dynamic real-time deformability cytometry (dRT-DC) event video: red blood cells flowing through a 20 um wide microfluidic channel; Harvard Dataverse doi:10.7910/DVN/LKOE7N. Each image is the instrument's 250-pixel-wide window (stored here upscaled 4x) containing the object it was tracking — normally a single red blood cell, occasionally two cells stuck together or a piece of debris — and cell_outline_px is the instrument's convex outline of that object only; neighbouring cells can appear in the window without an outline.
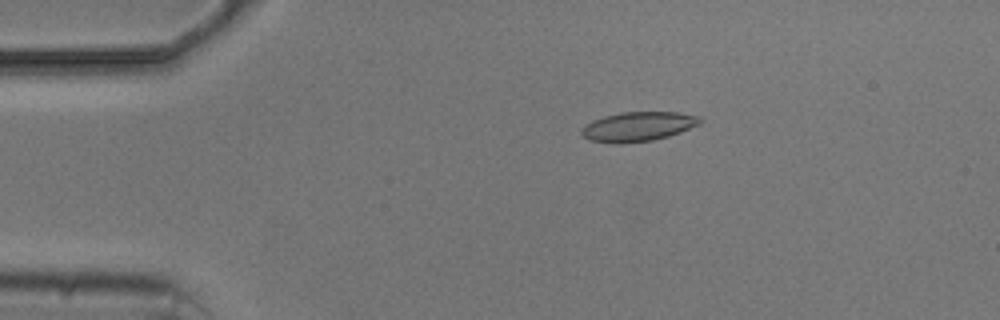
{"species": "common noctule bat (a hibernating species)", "species_latin": "Nyctalus noctula", "temperature_condition": "cold", "stored_images_in_passage": 3, "camera_frame_rate_fps": 3000, "um_per_image_px": 0.085, "animal": {"sex": "male", "body_mass_g": 20.5, "forearm_length_mm": 52.5}, "frame": {"image": 1, "passage_image": 2, "time_ms": 2.0, "image_size_px": [1000, 320], "cell_outline_px": [[704, 120], [700, 124], [680, 132], [668, 136], [652, 140], [620, 144], [616, 144], [588, 140], [580, 136], [580, 132], [592, 120], [604, 116], [620, 112], [676, 112], [700, 116]], "centroid_in_image_um": [54.23, 10.76], "position_along_channel_um": 30.8, "area_um2": 20.46}}